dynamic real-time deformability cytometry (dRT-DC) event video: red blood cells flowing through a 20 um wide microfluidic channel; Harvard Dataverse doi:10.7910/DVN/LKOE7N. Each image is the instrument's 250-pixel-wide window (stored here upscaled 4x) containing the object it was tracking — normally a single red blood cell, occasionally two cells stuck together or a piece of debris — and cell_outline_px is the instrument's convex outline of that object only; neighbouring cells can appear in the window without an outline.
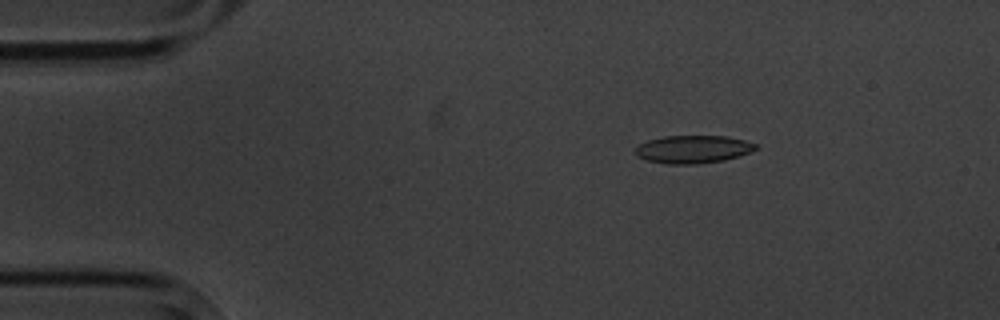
{"species": "common noctule bat (a hibernating species)", "species_latin": "Nyctalus noctula", "temperature_condition": "cold", "stored_images_in_passage": 5, "camera_frame_rate_fps": 3000, "um_per_image_px": 0.085, "animal": {"sex": "male", "body_mass_g": 20.1, "forearm_length_mm": 53.5}, "frame": {"image": 1, "passage_image": 3, "time_ms": 2.333, "image_size_px": [1000, 320], "cell_outline_px": [[756, 148], [740, 156], [724, 160], [696, 164], [664, 164], [648, 160], [636, 156], [636, 148], [640, 144], [648, 140], [664, 136], [724, 136], [744, 140], [756, 144]], "centroid_in_image_um": [58.88, 12.69], "position_along_channel_um": 26.1, "area_um2": 19.36}}